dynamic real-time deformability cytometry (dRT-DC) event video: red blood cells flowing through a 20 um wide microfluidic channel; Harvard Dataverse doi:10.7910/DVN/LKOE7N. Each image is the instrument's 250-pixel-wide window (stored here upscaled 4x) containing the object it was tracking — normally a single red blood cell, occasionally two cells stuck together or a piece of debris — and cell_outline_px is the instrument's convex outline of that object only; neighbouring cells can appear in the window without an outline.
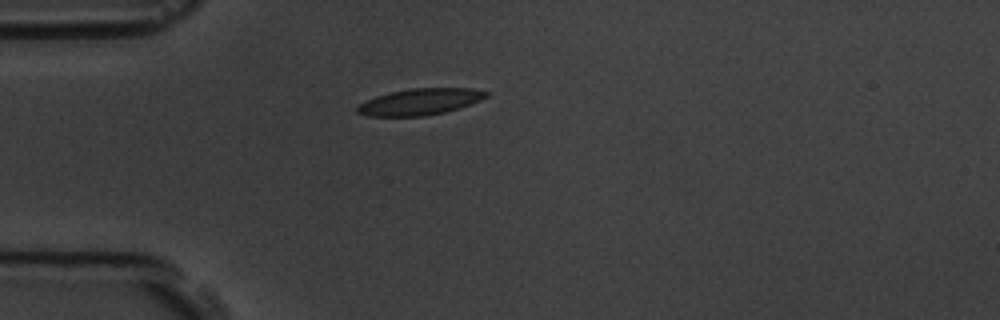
{"species": "common noctule bat (a hibernating species)", "species_latin": "Nyctalus noctula", "temperature_condition": "room temperature", "stored_images_in_passage": 5, "camera_frame_rate_fps": 3000, "um_per_image_px": 0.085, "animal": {"sex": "male", "body_mass_g": 19.5, "forearm_length_mm": 54.6}, "frame": {"image": 1, "passage_image": 1, "time_ms": 0.0, "image_size_px": [1000, 320], "cell_outline_px": [[488, 96], [480, 100], [460, 108], [444, 112], [424, 116], [368, 116], [356, 112], [356, 108], [360, 104], [376, 96], [392, 92], [412, 88], [472, 88], [488, 92]], "centroid_in_image_um": [35.72, 8.65], "position_along_channel_um": 49.3, "area_um2": 19.65}}
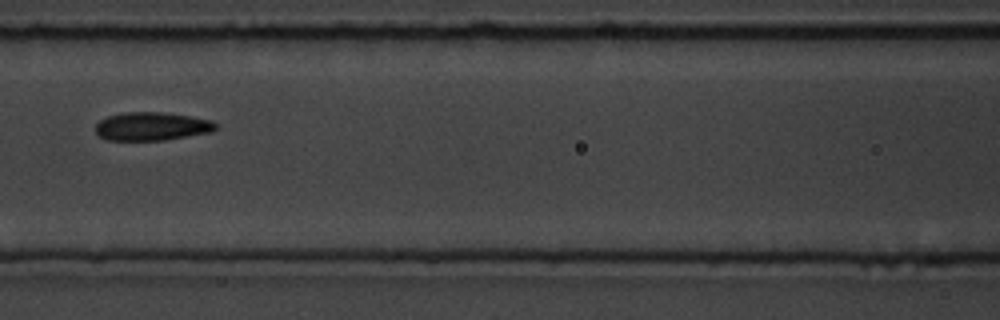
{"frame": {"image": 2, "passage_image": 4, "time_ms": 3.333, "image_size_px": [1000, 320], "cell_outline_px": [[216, 128], [212, 132], [164, 140], [104, 140], [96, 132], [96, 124], [100, 120], [108, 116], [124, 112], [160, 112], [188, 116], [212, 120], [216, 124]], "centroid_in_image_um": [12.88, 10.74], "position_along_channel_um": 153.7, "area_um2": 19.77}}
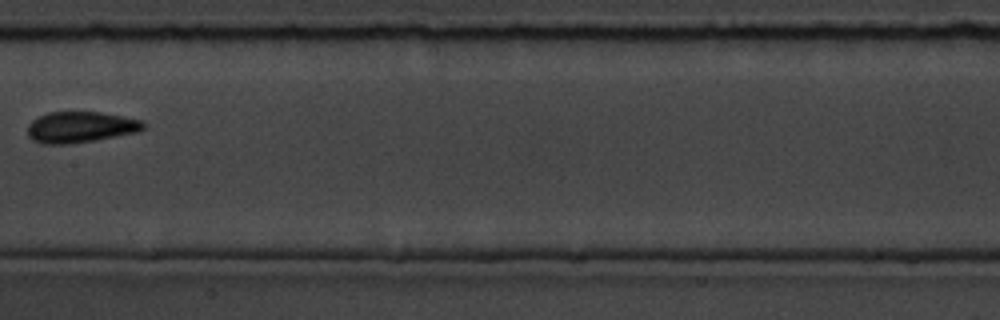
{"frame": {"image": 3, "passage_image": 5, "time_ms": 4.667, "image_size_px": [1000, 320], "cell_outline_px": [[148, 124], [144, 128], [136, 132], [92, 140], [68, 144], [40, 144], [32, 140], [28, 136], [28, 124], [32, 120], [48, 112], [100, 112], [124, 116], [144, 120]], "centroid_in_image_um": [6.84, 10.8], "position_along_channel_um": 200.6, "area_um2": 20.98}}